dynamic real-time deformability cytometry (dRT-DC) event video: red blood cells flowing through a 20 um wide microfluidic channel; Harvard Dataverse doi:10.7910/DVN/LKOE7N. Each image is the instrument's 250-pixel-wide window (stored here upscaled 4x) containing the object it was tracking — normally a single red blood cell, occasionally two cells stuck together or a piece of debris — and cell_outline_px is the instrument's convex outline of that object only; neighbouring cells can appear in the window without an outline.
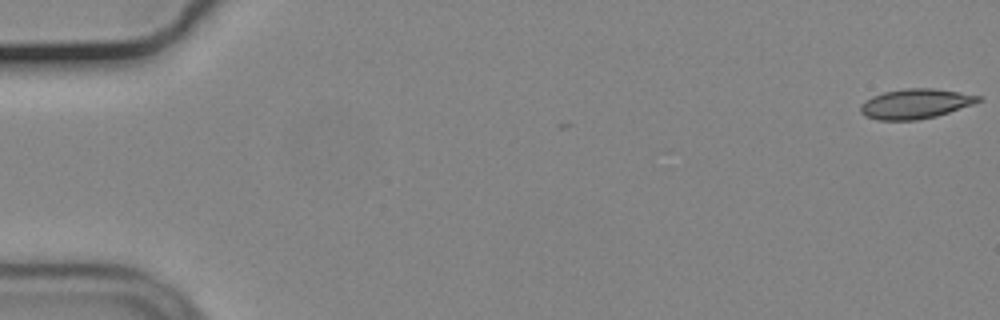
{"species": "common noctule bat (a hibernating species)", "species_latin": "Nyctalus noctula", "temperature_condition": "cold", "stored_images_in_passage": 56, "camera_frame_rate_fps": 3000, "um_per_image_px": 0.085, "animal": {"sex": "male", "body_mass_g": 19.2, "forearm_length_mm": 51.8}, "frame": {"image": 1, "passage_image": 1, "time_ms": 0.0, "image_size_px": [1000, 320], "cell_outline_px": [[984, 100], [936, 116], [916, 120], [880, 120], [864, 116], [860, 112], [860, 104], [864, 100], [872, 96], [884, 92], [904, 88], [932, 88], [960, 92], [984, 96]], "centroid_in_image_um": [77.8, 8.81], "position_along_channel_um": 7.2, "area_um2": 20.58}}
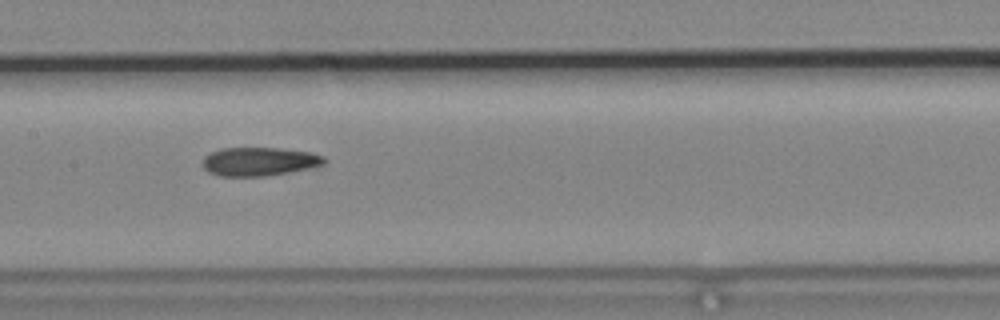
{"frame": {"image": 2, "passage_image": 28, "time_ms": 9.0, "image_size_px": [1000, 320], "cell_outline_px": [[328, 160], [324, 164], [264, 176], [220, 176], [208, 172], [200, 164], [204, 156], [220, 148], [280, 148], [308, 152], [324, 156]], "centroid_in_image_um": [21.96, 13.72], "position_along_channel_um": 185.4, "area_um2": 20.06}}
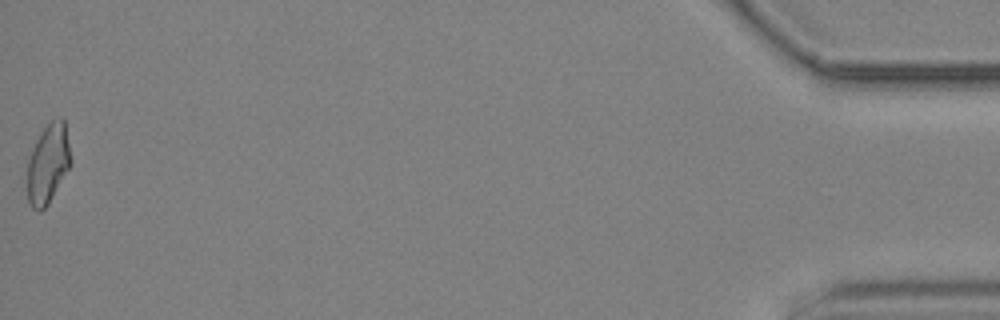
{"frame": {"image": 3, "passage_image": 56, "time_ms": 18.333, "image_size_px": [1000, 320], "cell_outline_px": [[72, 164], [48, 204], [40, 212], [32, 208], [28, 204], [28, 156], [40, 132], [52, 120], [60, 116], [64, 116], [72, 160]], "centroid_in_image_um": [4.1, 13.89], "position_along_channel_um": 431.1, "area_um2": 20.46}, "authors_computed_cell_mechanics": {"area_um2": 20.4901, "velocity_mm_per_s": 3.699, "shape_relaxation_time_tau1_ms": null, "shape_relaxation_time_tau2_ms": 2.7754, "deformation_change_tau1": null, "deformation_change_tau2": 0.0826}}